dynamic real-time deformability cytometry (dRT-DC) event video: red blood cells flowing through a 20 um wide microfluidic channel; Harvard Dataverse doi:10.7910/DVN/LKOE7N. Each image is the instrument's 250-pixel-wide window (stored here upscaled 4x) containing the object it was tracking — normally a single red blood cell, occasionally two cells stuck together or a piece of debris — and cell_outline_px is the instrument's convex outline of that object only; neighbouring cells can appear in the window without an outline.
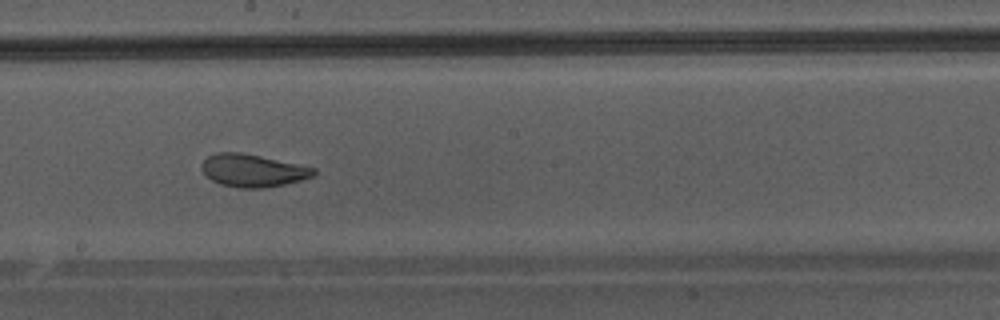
{"species": "Egyptian fruit bat (a non-hibernating species)", "species_latin": "Rousettus aegyptiacus", "temperature_condition": "warm", "stored_images_in_passage": 35, "camera_frame_rate_fps": 3000, "um_per_image_px": 0.085, "animal": {"sex": "male"}, "frame": {"image": 1, "passage_image": 16, "time_ms": 5.0, "image_size_px": [1000, 320], "cell_outline_px": [[316, 176], [284, 184], [264, 188], [240, 188], [220, 184], [212, 180], [200, 168], [200, 164], [208, 156], [216, 152], [240, 152], [260, 156], [316, 168]], "centroid_in_image_um": [21.48, 14.49], "position_along_channel_um": 226.7, "area_um2": 21.27}}